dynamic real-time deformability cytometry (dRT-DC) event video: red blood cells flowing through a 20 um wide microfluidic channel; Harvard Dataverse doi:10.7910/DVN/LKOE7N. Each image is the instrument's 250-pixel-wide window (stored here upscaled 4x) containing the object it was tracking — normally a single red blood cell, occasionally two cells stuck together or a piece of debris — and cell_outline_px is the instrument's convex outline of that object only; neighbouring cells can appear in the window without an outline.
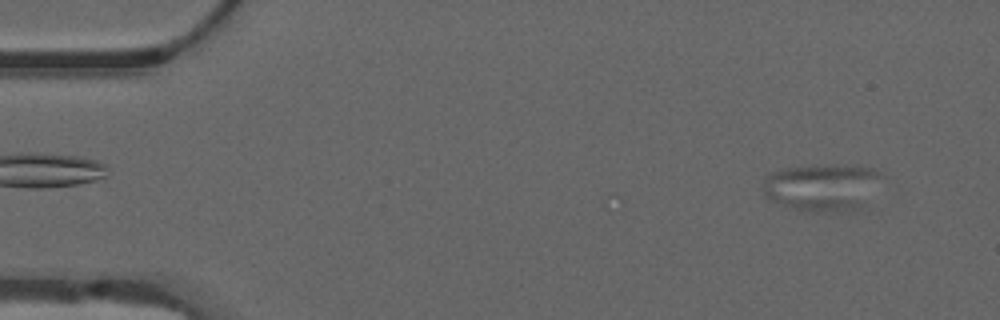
{"species": "common noctule bat (a hibernating species)", "species_latin": "Nyctalus noctula", "temperature_condition": "warm", "stored_images_in_passage": 54, "camera_frame_rate_fps": 3000, "um_per_image_px": 0.085, "animal": {"sex": "male", "forearm_length_mm": 52.5}, "frame": {"image": 1, "passage_image": 4, "time_ms": 1.0, "image_size_px": [1000, 320], "cell_outline_px": [[880, 176], [856, 212], [800, 212], [772, 200], [764, 196], [764, 176], [772, 172], [788, 168], [872, 168]], "centroid_in_image_um": [69.74, 16.01], "position_along_channel_um": 15.3, "area_um2": 30.92}}
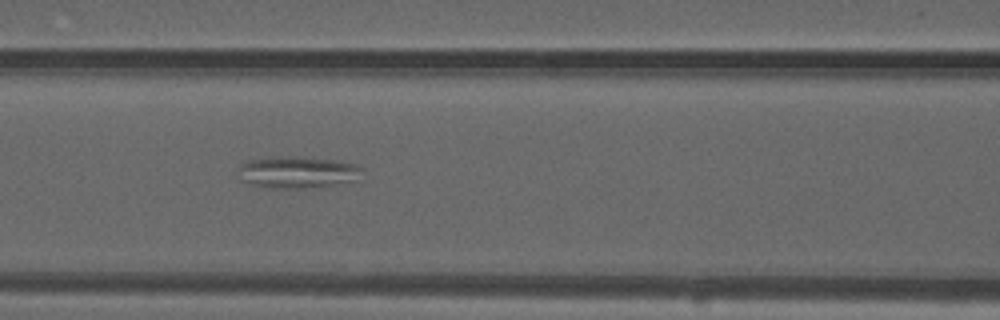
{"frame": {"image": 2, "passage_image": 23, "time_ms": 7.333, "image_size_px": [1000, 320], "cell_outline_px": [[364, 168], [356, 180], [332, 184], [304, 188], [272, 188], [248, 184], [240, 180], [240, 164], [248, 160], [280, 156], [296, 156], [332, 160], [356, 164]], "centroid_in_image_um": [25.25, 14.63], "position_along_channel_um": 141.3, "area_um2": 22.77}}
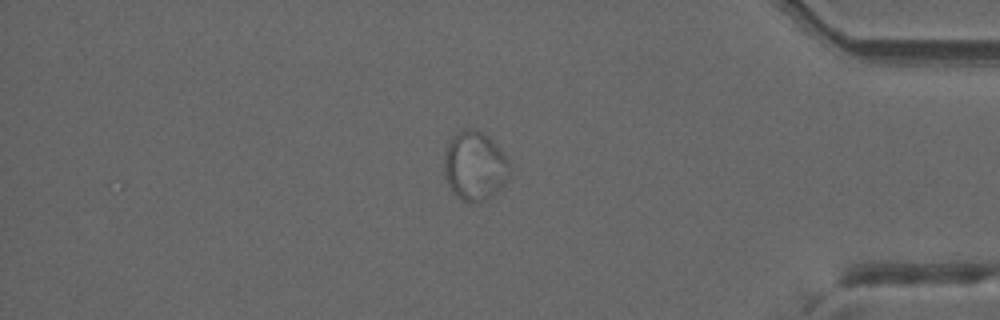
{"frame": {"image": 3, "passage_image": 46, "time_ms": 15.0, "image_size_px": [1000, 320], "cell_outline_px": [[508, 176], [496, 192], [492, 196], [484, 200], [464, 200], [456, 196], [452, 192], [448, 184], [444, 172], [444, 148], [452, 136], [456, 132], [464, 128], [472, 128], [484, 132], [504, 152], [508, 160]], "centroid_in_image_um": [40.31, 14.04], "position_along_channel_um": 394.9, "area_um2": 26.24}}